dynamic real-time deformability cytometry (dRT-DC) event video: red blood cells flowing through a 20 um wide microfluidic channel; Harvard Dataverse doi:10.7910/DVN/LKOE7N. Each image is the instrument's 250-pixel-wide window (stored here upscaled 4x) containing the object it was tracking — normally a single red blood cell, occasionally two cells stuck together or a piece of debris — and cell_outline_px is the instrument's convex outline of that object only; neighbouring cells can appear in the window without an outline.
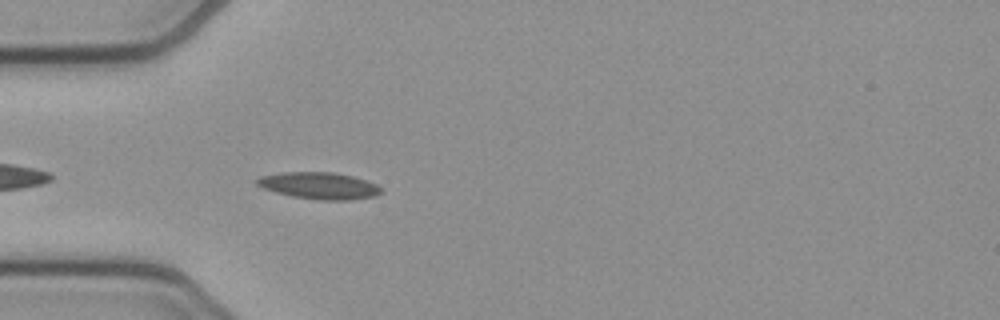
{"species": "common noctule bat (a hibernating species)", "species_latin": "Nyctalus noctula", "temperature_condition": "cold", "stored_images_in_passage": 41, "camera_frame_rate_fps": 3000, "um_per_image_px": 0.085, "animal": {"sex": "female", "body_mass_g": 21.9}, "frame": {"image": 1, "passage_image": 3, "time_ms": 0.667, "image_size_px": [1000, 320], "cell_outline_px": [[380, 192], [376, 196], [352, 200], [320, 200], [292, 196], [276, 192], [264, 188], [256, 184], [256, 180], [260, 176], [280, 172], [332, 172], [352, 176], [376, 184], [380, 188]], "centroid_in_image_um": [27.11, 15.78], "position_along_channel_um": 57.9, "area_um2": 19.25}}
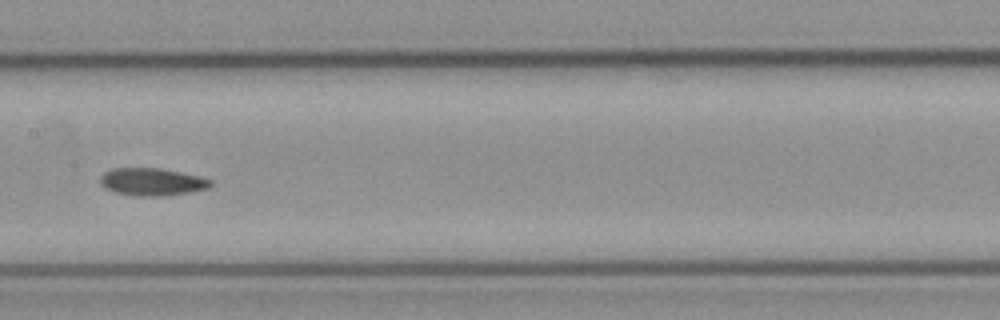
{"frame": {"image": 2, "passage_image": 14, "time_ms": 4.333, "image_size_px": [1000, 320], "cell_outline_px": [[212, 184], [208, 188], [188, 192], [160, 196], [132, 196], [116, 192], [104, 188], [100, 184], [100, 176], [104, 172], [112, 168], [160, 168], [200, 176], [212, 180]], "centroid_in_image_um": [12.88, 15.45], "position_along_channel_um": 194.5, "area_um2": 17.74}}
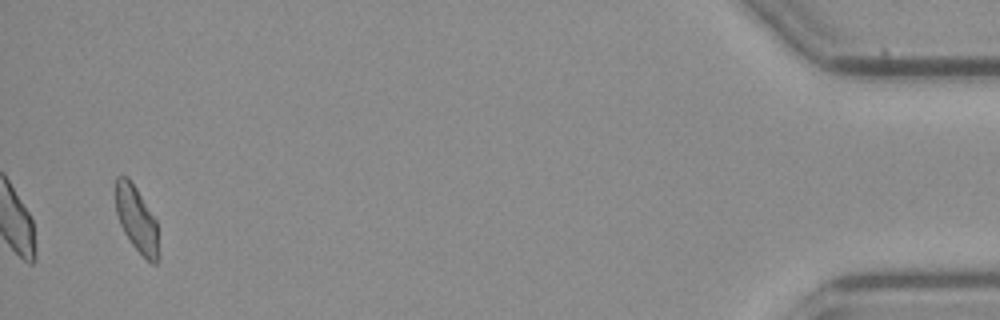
{"frame": {"image": 3, "passage_image": 39, "time_ms": 12.667, "image_size_px": [1000, 320], "cell_outline_px": [[160, 260], [156, 264], [152, 264], [132, 244], [124, 232], [120, 224], [116, 212], [116, 176], [128, 176], [136, 188], [156, 220], [160, 256]], "centroid_in_image_um": [11.64, 18.67], "position_along_channel_um": 423.6, "area_um2": 16.42}, "authors_computed_cell_mechanics": {"area_um2": 17.4556, "velocity_mm_per_s": 3.8109, "shape_relaxation_time_tau1_ms": null, "shape_relaxation_time_tau2_ms": 6.0481, "deformation_change_tau1": null, "deformation_change_tau2": 0.1114}}